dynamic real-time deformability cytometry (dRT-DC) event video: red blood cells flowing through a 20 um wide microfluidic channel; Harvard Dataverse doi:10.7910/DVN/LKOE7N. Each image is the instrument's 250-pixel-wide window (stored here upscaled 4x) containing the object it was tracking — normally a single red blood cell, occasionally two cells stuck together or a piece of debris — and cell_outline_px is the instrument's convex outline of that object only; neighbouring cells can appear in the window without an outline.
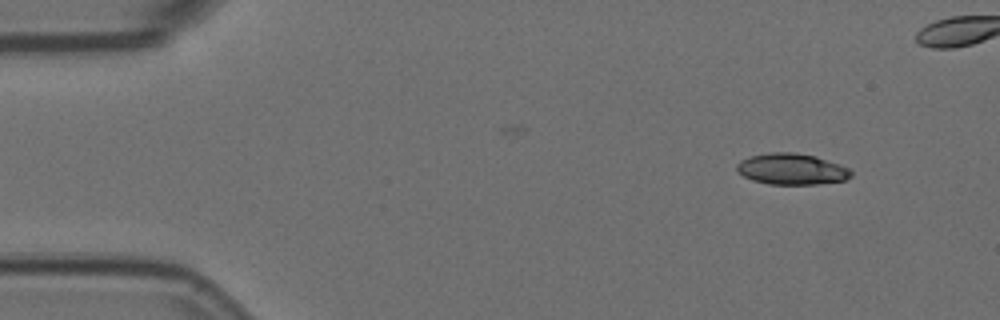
{"species": "Egyptian fruit bat (a non-hibernating species)", "species_latin": "Rousettus aegyptiacus", "temperature_condition": "room temperature", "stored_images_in_passage": 8, "camera_frame_rate_fps": 3000, "um_per_image_px": 0.085, "animal": {"sex": "female"}, "frame": {"image": 1, "passage_image": 1, "time_ms": 0.0, "image_size_px": [1000, 320], "cell_outline_px": [[852, 176], [844, 180], [816, 184], [768, 184], [752, 180], [736, 172], [736, 164], [740, 160], [752, 156], [768, 152], [792, 152], [816, 156], [840, 164], [848, 168], [852, 172]], "centroid_in_image_um": [67.27, 14.36], "position_along_channel_um": 17.7, "area_um2": 20.81}}
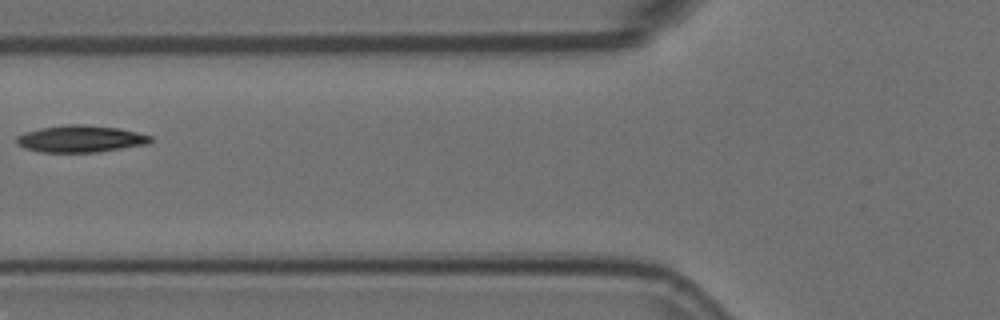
{"frame": {"image": 2, "passage_image": 7, "time_ms": 2.0, "image_size_px": [1000, 320], "cell_outline_px": [[152, 140], [148, 144], [96, 152], [44, 152], [24, 148], [16, 140], [16, 136], [24, 132], [40, 128], [64, 124], [84, 124], [120, 128], [152, 136]], "centroid_in_image_um": [6.85, 11.79], "position_along_channel_um": 118.9, "area_um2": 20.98}}
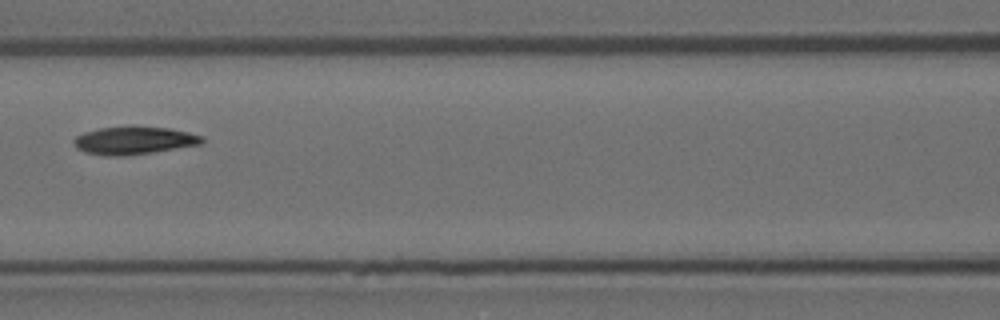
{"frame": {"image": 3, "passage_image": 8, "time_ms": 2.333, "image_size_px": [1000, 320], "cell_outline_px": [[204, 144], [152, 152], [120, 156], [108, 156], [84, 152], [76, 148], [72, 140], [76, 136], [84, 132], [100, 128], [132, 124], [172, 128], [204, 136]], "centroid_in_image_um": [11.41, 11.9], "position_along_channel_um": 155.2, "area_um2": 21.44}}